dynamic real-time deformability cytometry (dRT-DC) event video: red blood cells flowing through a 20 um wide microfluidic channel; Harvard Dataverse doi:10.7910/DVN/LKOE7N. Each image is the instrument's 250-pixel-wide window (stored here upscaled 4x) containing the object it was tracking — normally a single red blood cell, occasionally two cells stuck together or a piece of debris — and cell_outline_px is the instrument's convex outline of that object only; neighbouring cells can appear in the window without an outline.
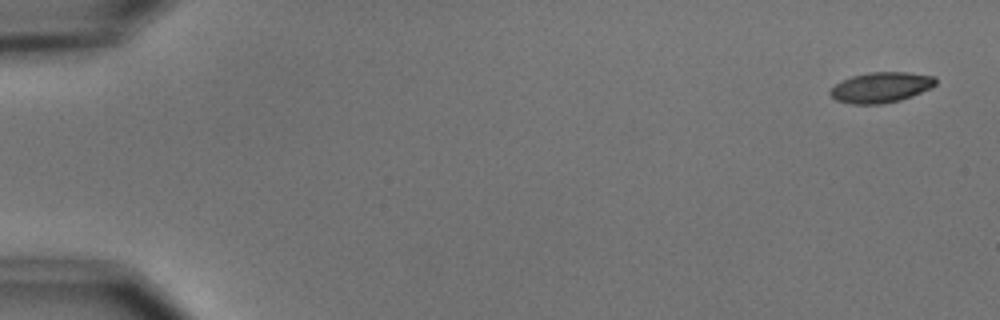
{"species": "common noctule bat (a hibernating species)", "species_latin": "Nyctalus noctula", "temperature_condition": "cold", "stored_images_in_passage": 5, "camera_frame_rate_fps": 3000, "um_per_image_px": 0.085, "animal": {"sex": "male", "body_mass_g": 15.6}, "frame": {"image": 1, "passage_image": 1, "time_ms": 0.0, "image_size_px": [1000, 320], "cell_outline_px": [[936, 84], [932, 88], [912, 96], [900, 100], [880, 104], [852, 104], [836, 100], [828, 92], [836, 84], [852, 76], [868, 72], [908, 72], [936, 76]], "centroid_in_image_um": [74.92, 7.42], "position_along_channel_um": 10.1, "area_um2": 18.73}}
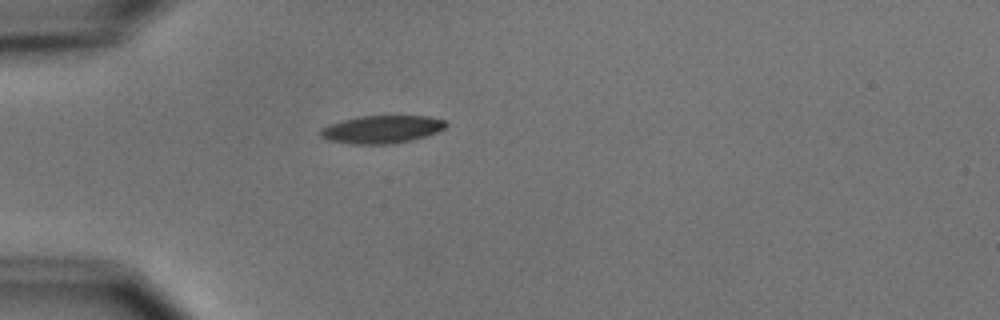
{"frame": {"image": 2, "passage_image": 4, "time_ms": 4.667, "image_size_px": [1000, 320], "cell_outline_px": [[448, 124], [444, 128], [428, 136], [412, 140], [392, 144], [348, 144], [328, 140], [320, 136], [320, 128], [328, 124], [360, 116], [428, 116], [444, 120]], "centroid_in_image_um": [32.44, 11.0], "position_along_channel_um": 52.6, "area_um2": 20.46}}